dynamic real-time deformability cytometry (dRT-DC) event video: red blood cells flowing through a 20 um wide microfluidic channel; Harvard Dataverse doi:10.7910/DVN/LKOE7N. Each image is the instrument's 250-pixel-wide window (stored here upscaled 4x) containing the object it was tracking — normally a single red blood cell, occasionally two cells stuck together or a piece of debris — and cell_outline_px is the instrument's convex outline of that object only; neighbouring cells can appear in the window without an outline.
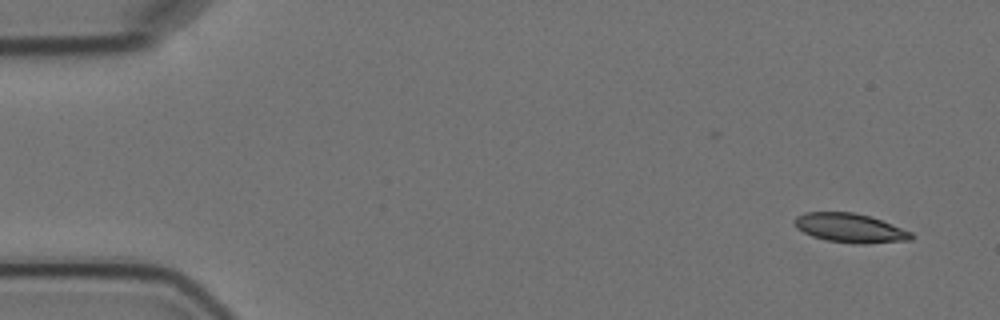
{"species": "Egyptian fruit bat (a non-hibernating species)", "species_latin": "Rousettus aegyptiacus", "temperature_condition": "cold", "stored_images_in_passage": 4, "camera_frame_rate_fps": 3000, "um_per_image_px": 0.085, "animal": {"sex": "female"}, "frame": {"image": 1, "passage_image": 1, "time_ms": 0.0, "image_size_px": [1000, 320], "cell_outline_px": [[912, 240], [864, 244], [860, 244], [828, 240], [812, 236], [796, 228], [792, 224], [792, 220], [796, 216], [804, 212], [852, 212], [868, 216], [892, 224], [912, 232]], "centroid_in_image_um": [72.21, 19.37], "position_along_channel_um": 12.8, "area_um2": 19.77}}
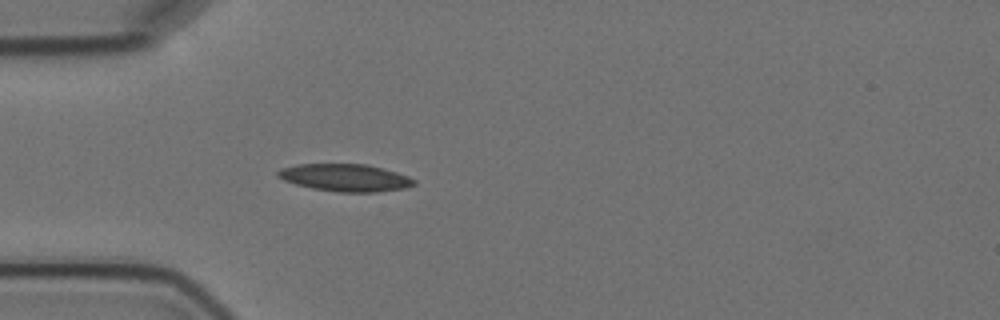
{"frame": {"image": 2, "passage_image": 4, "time_ms": 4.333, "image_size_px": [1000, 320], "cell_outline_px": [[416, 184], [408, 188], [376, 192], [336, 192], [312, 188], [296, 184], [284, 180], [276, 176], [276, 172], [280, 168], [296, 164], [368, 164], [384, 168], [408, 176], [416, 180]], "centroid_in_image_um": [29.36, 15.1], "position_along_channel_um": 55.6, "area_um2": 21.96}}